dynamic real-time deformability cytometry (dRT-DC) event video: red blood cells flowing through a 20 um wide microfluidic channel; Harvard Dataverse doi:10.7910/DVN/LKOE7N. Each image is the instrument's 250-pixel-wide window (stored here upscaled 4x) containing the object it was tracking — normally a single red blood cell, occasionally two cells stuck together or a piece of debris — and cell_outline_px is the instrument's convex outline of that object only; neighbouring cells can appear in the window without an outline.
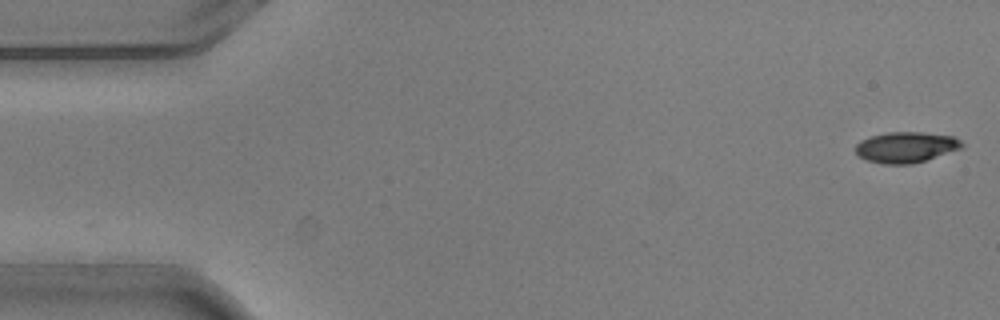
{"species": "common noctule bat (a hibernating species)", "species_latin": "Nyctalus noctula", "temperature_condition": "warm", "stored_images_in_passage": 2, "camera_frame_rate_fps": 3000, "um_per_image_px": 0.085, "animal": {"sex": "male", "body_mass_g": 20.5, "forearm_length_mm": 52.5}, "frame": {"image": 1, "passage_image": 2, "time_ms": 0.333, "image_size_px": [1000, 320], "cell_outline_px": [[964, 148], [912, 164], [884, 164], [868, 160], [860, 156], [856, 152], [856, 144], [860, 140], [872, 136], [888, 132], [924, 132], [952, 136], [960, 140], [964, 144]], "centroid_in_image_um": [77.04, 12.51], "position_along_channel_um": 8.0, "area_um2": 19.02}}